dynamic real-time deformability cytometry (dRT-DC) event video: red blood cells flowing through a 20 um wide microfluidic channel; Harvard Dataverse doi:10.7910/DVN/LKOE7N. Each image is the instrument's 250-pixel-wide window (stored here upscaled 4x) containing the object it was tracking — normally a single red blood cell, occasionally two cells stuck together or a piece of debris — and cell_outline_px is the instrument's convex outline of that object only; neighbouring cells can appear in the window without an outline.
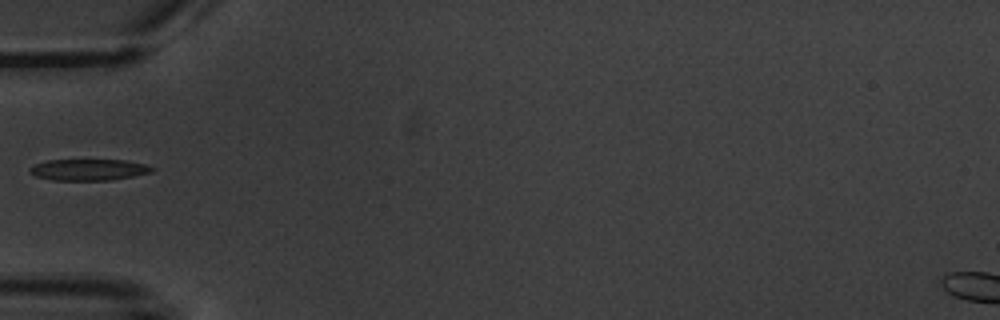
{"species": "common noctule bat (a hibernating species)", "species_latin": "Nyctalus noctula", "temperature_condition": "warm", "stored_images_in_passage": 1, "camera_frame_rate_fps": 3000, "um_per_image_px": 0.085, "animal": {"sex": "male", "body_mass_g": 20.1, "forearm_length_mm": 53.5}, "frame": {"image": 1, "passage_image": 1, "time_ms": 0.0, "image_size_px": [1000, 320], "cell_outline_px": [[156, 168], [152, 172], [112, 180], [52, 180], [36, 176], [28, 172], [28, 168], [36, 164], [48, 160], [124, 160], [148, 164]], "centroid_in_image_um": [7.56, 14.42], "position_along_channel_um": 77.4, "area_um2": 15.26}}